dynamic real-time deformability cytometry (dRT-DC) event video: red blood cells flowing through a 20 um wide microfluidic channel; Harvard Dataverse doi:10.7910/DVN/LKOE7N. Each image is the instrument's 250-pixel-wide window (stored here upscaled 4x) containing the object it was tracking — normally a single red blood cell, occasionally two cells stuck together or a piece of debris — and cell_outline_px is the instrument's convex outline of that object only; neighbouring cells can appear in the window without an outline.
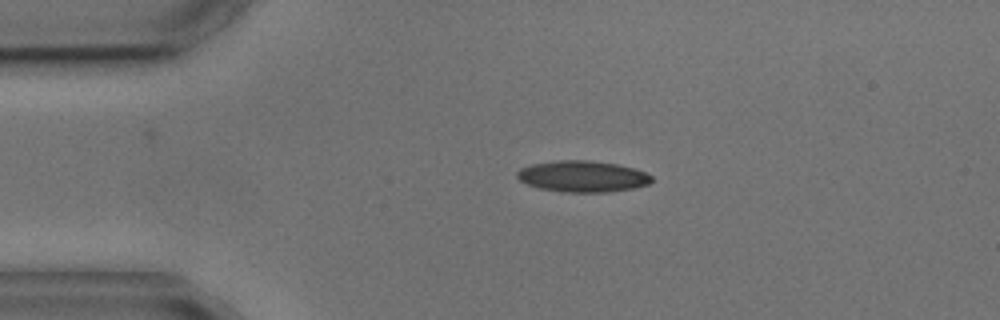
{"species": "common noctule bat (a hibernating species)", "species_latin": "Nyctalus noctula", "temperature_condition": "cold", "stored_images_in_passage": 3, "camera_frame_rate_fps": 3000, "um_per_image_px": 0.085, "animal": {"sex": "male", "body_mass_g": 17.9, "forearm_length_mm": 54.2}, "frame": {"image": 1, "passage_image": 2, "time_ms": 1.0, "image_size_px": [1000, 320], "cell_outline_px": [[652, 180], [648, 184], [632, 188], [608, 192], [564, 192], [540, 188], [528, 184], [520, 180], [516, 176], [516, 172], [520, 168], [532, 164], [560, 160], [588, 160], [616, 164], [636, 168], [652, 176]], "centroid_in_image_um": [49.51, 14.99], "position_along_channel_um": 35.5, "area_um2": 24.39}}